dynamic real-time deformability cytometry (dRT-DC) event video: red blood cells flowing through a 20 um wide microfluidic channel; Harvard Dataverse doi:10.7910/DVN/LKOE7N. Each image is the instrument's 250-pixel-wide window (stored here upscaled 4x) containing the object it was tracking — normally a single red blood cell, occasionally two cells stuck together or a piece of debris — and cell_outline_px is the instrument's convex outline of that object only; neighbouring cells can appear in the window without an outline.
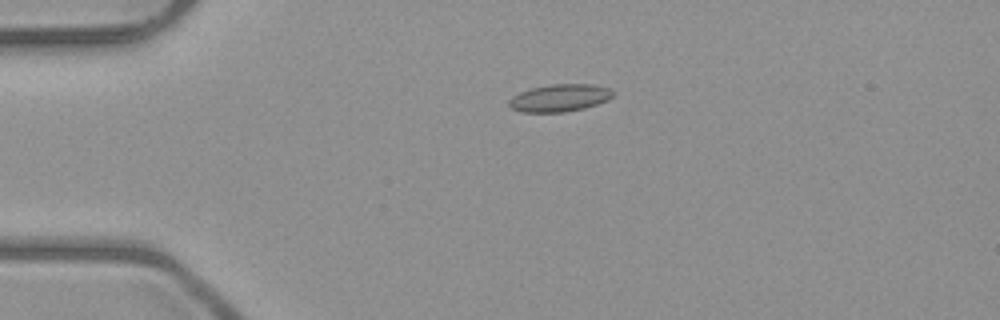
{"species": "common noctule bat (a hibernating species)", "species_latin": "Nyctalus noctula", "temperature_condition": "room temperature", "stored_images_in_passage": 3, "camera_frame_rate_fps": 3000, "um_per_image_px": 0.085, "animal": {"sex": "male", "body_mass_g": 23.1, "forearm_length_mm": 52.7}, "frame": {"image": 1, "passage_image": 1, "time_ms": 0.0, "image_size_px": [1000, 320], "cell_outline_px": [[612, 96], [608, 100], [584, 108], [564, 112], [520, 112], [512, 108], [508, 104], [508, 100], [512, 96], [520, 92], [532, 88], [552, 84], [592, 84], [608, 88], [612, 92]], "centroid_in_image_um": [47.54, 8.32], "position_along_channel_um": 37.5, "area_um2": 16.47}}
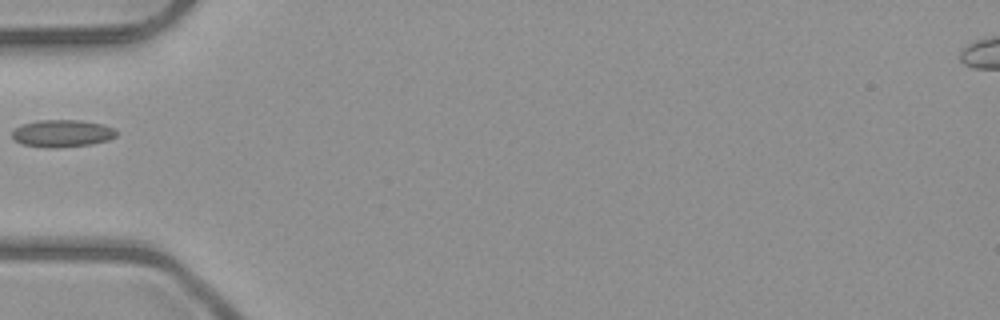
{"frame": {"image": 2, "passage_image": 3, "time_ms": 2.0, "image_size_px": [1000, 320], "cell_outline_px": [[116, 136], [108, 140], [92, 144], [52, 148], [24, 144], [16, 140], [12, 136], [12, 132], [20, 124], [40, 120], [80, 120], [104, 124], [116, 128]], "centroid_in_image_um": [5.33, 11.32], "position_along_channel_um": 79.7, "area_um2": 16.53}}